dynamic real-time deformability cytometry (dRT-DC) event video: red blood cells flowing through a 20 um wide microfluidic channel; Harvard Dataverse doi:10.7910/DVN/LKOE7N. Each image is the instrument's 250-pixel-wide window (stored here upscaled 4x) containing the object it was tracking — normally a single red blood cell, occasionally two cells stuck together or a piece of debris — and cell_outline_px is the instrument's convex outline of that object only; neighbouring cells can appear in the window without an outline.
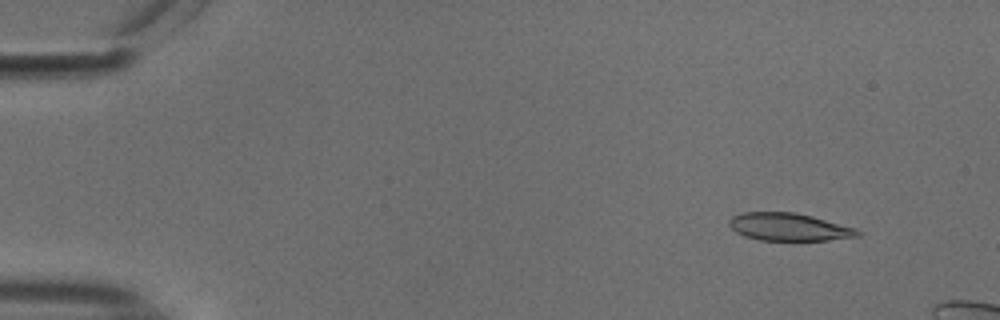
{"species": "common noctule bat (a hibernating species)", "species_latin": "Nyctalus noctula", "temperature_condition": "cold", "stored_images_in_passage": 15, "camera_frame_rate_fps": 3000, "um_per_image_px": 0.085, "animal": {"sex": "male", "body_mass_g": 18.8}, "frame": {"image": 1, "passage_image": 5, "time_ms": 1.333, "image_size_px": [1000, 320], "cell_outline_px": [[864, 232], [860, 236], [828, 240], [760, 240], [744, 236], [736, 232], [728, 224], [728, 220], [732, 216], [740, 212], [796, 212], [812, 216], [856, 228]], "centroid_in_image_um": [67.06, 19.28], "position_along_channel_um": 17.9, "area_um2": 20.87}}